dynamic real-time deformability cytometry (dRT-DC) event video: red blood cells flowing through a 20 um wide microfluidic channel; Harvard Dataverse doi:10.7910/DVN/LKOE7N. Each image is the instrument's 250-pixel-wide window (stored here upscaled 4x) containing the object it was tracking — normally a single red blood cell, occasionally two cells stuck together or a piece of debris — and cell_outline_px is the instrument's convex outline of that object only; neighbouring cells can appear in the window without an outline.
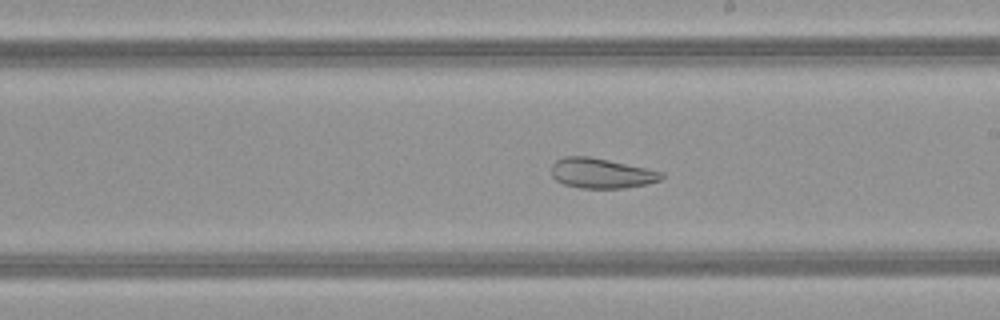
{"species": "common noctule bat (a hibernating species)", "species_latin": "Nyctalus noctula", "temperature_condition": "warm", "stored_images_in_passage": 49, "camera_frame_rate_fps": 3000, "um_per_image_px": 0.085, "animal": {"sex": "female", "body_mass_g": 21.9}, "frame": {"image": 1, "passage_image": 28, "time_ms": 9.0, "image_size_px": [1000, 320], "cell_outline_px": [[664, 176], [660, 180], [648, 184], [624, 188], [580, 188], [564, 184], [556, 180], [552, 176], [552, 164], [556, 160], [564, 156], [588, 156], [608, 160], [664, 172]], "centroid_in_image_um": [51.11, 14.73], "position_along_channel_um": 237.9, "area_um2": 19.25}, "authors_computed_cell_mechanics": {"area_um2": 29.1312, "velocity_mm_per_s": 4.1157, "shape_relaxation_time_tau1_ms": null, "shape_relaxation_time_tau2_ms": 2.1625, "deformation_change_tau1": null, "deformation_change_tau2": 0.0981}}